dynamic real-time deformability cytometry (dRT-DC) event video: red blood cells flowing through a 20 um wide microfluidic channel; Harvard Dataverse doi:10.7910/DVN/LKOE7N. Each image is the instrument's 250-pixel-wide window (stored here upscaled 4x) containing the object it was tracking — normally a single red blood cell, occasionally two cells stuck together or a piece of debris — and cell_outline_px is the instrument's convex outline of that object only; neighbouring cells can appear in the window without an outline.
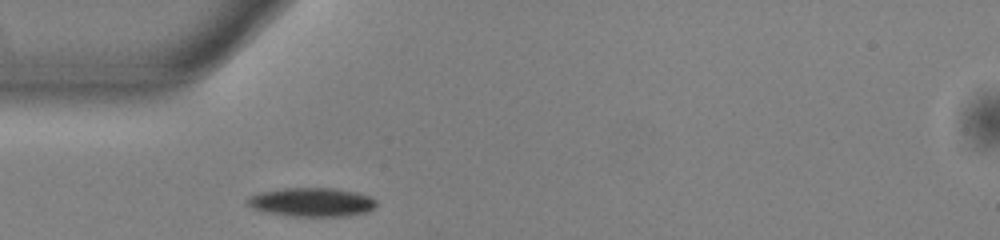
{"species": "common noctule bat (a hibernating species)", "species_latin": "Nyctalus noctula", "temperature_condition": "warm", "stored_images_in_passage": 34, "camera_frame_rate_fps": 3000, "um_per_image_px": 0.085, "animal": {"sex": "male", "body_mass_g": 13.0, "forearm_length_mm": 53.1}, "frame": {"image": 1, "passage_image": 4, "time_ms": 1.0, "image_size_px": [1000, 240], "cell_outline_px": [[376, 204], [368, 212], [348, 216], [292, 216], [268, 212], [252, 208], [248, 204], [248, 196], [260, 192], [280, 188], [332, 188], [356, 192], [368, 196], [376, 200]], "centroid_in_image_um": [26.5, 17.18], "position_along_channel_um": 58.5, "area_um2": 21.56}}
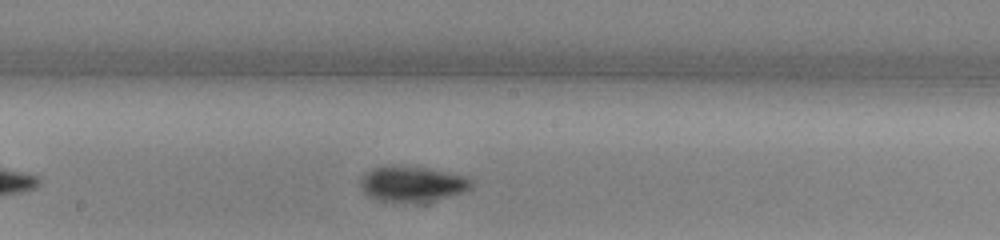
{"frame": {"image": 2, "passage_image": 16, "time_ms": 5.0, "image_size_px": [1000, 240], "cell_outline_px": [[472, 184], [468, 188], [460, 192], [424, 204], [376, 200], [368, 196], [364, 192], [360, 184], [360, 180], [372, 168], [388, 164], [392, 164], [424, 168], [464, 176], [472, 180]], "centroid_in_image_um": [34.97, 15.65], "position_along_channel_um": 213.2, "area_um2": 23.0}}
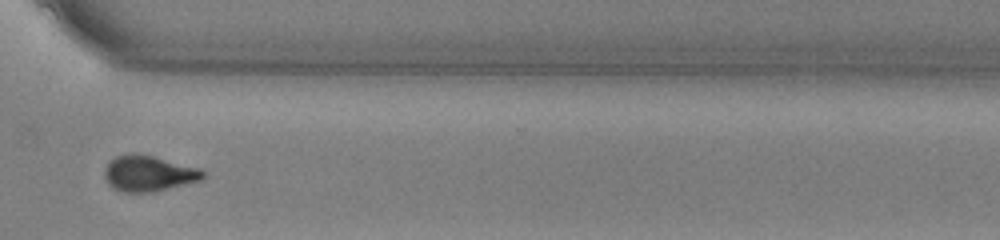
{"frame": {"image": 3, "passage_image": 27, "time_ms": 8.667, "image_size_px": [1000, 240], "cell_outline_px": [[204, 176], [200, 180], [152, 192], [124, 192], [112, 188], [108, 184], [104, 176], [104, 168], [116, 156], [128, 152], [132, 152], [152, 156], [200, 168], [204, 172]], "centroid_in_image_um": [12.58, 14.73], "position_along_channel_um": 358.0, "area_um2": 20.4}, "authors_computed_cell_mechanics": {"area_um2": 21.1837, "velocity_mm_per_s": 3.9411, "shape_relaxation_time_tau1_ms": 2.2889, "shape_relaxation_time_tau2_ms": 8.6381, "deformation_change_tau1": 0.1334, "deformation_change_tau2": 0.1302}}